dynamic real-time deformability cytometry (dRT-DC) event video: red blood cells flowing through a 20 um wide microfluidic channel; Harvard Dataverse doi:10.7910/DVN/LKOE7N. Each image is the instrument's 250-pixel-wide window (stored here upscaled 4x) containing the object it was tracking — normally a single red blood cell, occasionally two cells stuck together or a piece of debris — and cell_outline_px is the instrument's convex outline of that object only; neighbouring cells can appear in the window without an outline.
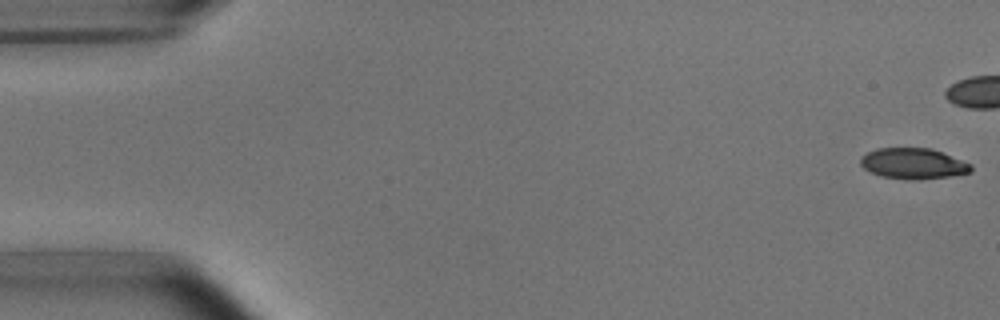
{"species": "common noctule bat (a hibernating species)", "species_latin": "Nyctalus noctula", "temperature_condition": "room temperature", "stored_images_in_passage": 6, "camera_frame_rate_fps": 3000, "um_per_image_px": 0.085, "animal": {"sex": "male", "body_mass_g": 15.6}, "frame": {"image": 1, "passage_image": 1, "time_ms": 0.0, "image_size_px": [1000, 320], "cell_outline_px": [[972, 172], [948, 176], [920, 180], [908, 180], [880, 176], [864, 168], [860, 164], [860, 160], [868, 152], [876, 148], [932, 148], [972, 164]], "centroid_in_image_um": [77.64, 13.91], "position_along_channel_um": 7.4, "area_um2": 19.83}}